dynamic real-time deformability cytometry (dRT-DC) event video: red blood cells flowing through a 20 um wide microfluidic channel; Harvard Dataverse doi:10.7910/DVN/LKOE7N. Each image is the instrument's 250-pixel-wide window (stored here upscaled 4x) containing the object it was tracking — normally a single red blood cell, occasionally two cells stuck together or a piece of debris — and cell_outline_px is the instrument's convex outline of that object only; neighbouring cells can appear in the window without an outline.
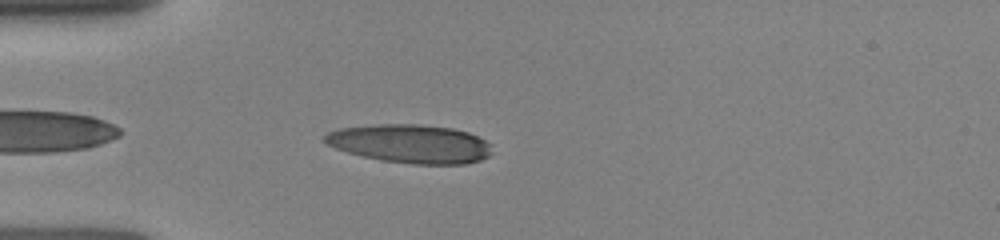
{"species": "human", "species_latin": "Homo sapiens", "temperature_condition": "room temperature", "stored_images_in_passage": 24, "camera_frame_rate_fps": 3000, "um_per_image_px": 0.085, "donor": {"sex": "female"}, "frame": {"image": 1, "passage_image": 6, "time_ms": 1.0, "image_size_px": [1000, 240], "cell_outline_px": [[492, 152], [488, 156], [480, 160], [464, 164], [412, 164], [380, 160], [348, 152], [336, 148], [320, 140], [328, 132], [340, 128], [376, 124], [420, 124], [452, 128], [468, 132], [492, 144]], "centroid_in_image_um": [34.89, 12.21], "position_along_channel_um": 50.1, "area_um2": 37.69}}
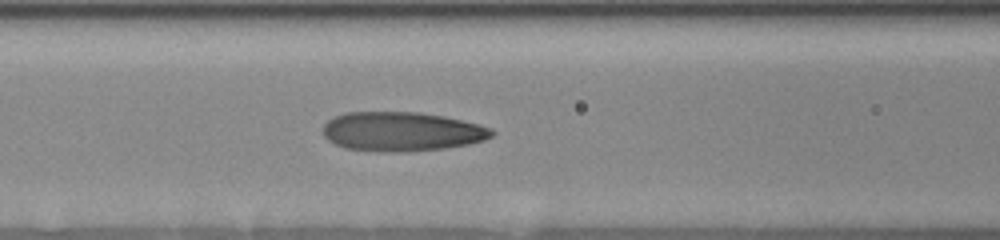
{"frame": {"image": 2, "passage_image": 18, "time_ms": 3.333, "image_size_px": [1000, 240], "cell_outline_px": [[496, 132], [492, 136], [484, 140], [468, 144], [444, 148], [404, 152], [384, 152], [344, 148], [328, 140], [324, 136], [324, 124], [328, 120], [344, 112], [420, 112], [444, 116], [480, 124], [492, 128]], "centroid_in_image_um": [34.17, 11.18], "position_along_channel_um": 132.4, "area_um2": 38.78}}
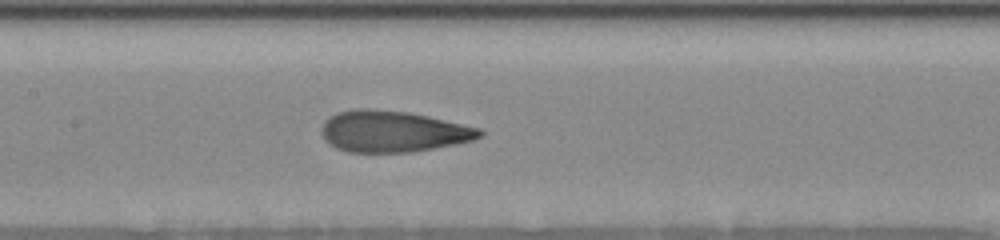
{"frame": {"image": 3, "passage_image": 23, "time_ms": 4.333, "image_size_px": [1000, 240], "cell_outline_px": [[484, 136], [472, 140], [456, 144], [412, 152], [348, 152], [336, 148], [328, 144], [324, 140], [320, 132], [320, 128], [324, 120], [328, 116], [336, 112], [352, 108], [368, 108], [408, 112], [428, 116], [480, 128], [484, 132]], "centroid_in_image_um": [33.34, 11.16], "position_along_channel_um": 174.1, "area_um2": 38.55}}